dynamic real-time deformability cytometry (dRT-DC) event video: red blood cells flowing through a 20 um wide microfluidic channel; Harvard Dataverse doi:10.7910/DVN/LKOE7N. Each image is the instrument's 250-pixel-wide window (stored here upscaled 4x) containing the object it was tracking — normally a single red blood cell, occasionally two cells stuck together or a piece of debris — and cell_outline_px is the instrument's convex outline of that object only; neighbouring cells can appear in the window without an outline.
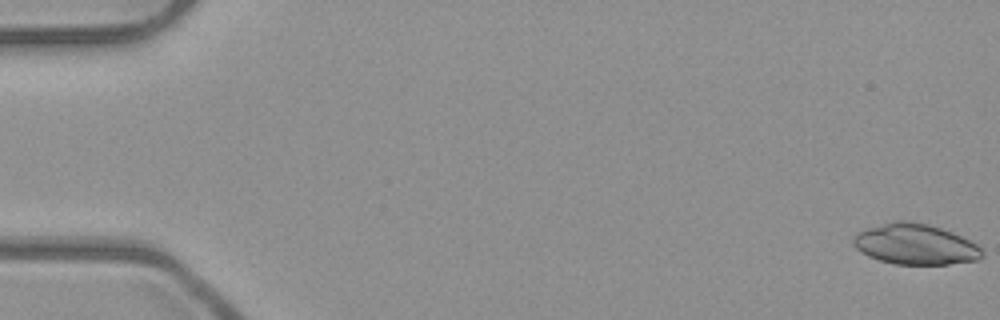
{"species": "common noctule bat (a hibernating species)", "species_latin": "Nyctalus noctula", "temperature_condition": "room temperature", "stored_images_in_passage": 53, "camera_frame_rate_fps": 3000, "um_per_image_px": 0.085, "animal": {"sex": "male", "body_mass_g": 23.1, "forearm_length_mm": 52.7}, "frame": {"image": 1, "passage_image": 1, "time_ms": 0.0, "image_size_px": [1000, 320], "cell_outline_px": [[984, 256], [980, 260], [948, 264], [896, 264], [880, 260], [868, 256], [860, 252], [852, 244], [852, 236], [856, 232], [864, 228], [896, 220], [908, 220], [928, 224], [952, 232], [976, 244], [984, 252]], "centroid_in_image_um": [77.76, 20.75], "position_along_channel_um": 7.2, "area_um2": 30.75}}